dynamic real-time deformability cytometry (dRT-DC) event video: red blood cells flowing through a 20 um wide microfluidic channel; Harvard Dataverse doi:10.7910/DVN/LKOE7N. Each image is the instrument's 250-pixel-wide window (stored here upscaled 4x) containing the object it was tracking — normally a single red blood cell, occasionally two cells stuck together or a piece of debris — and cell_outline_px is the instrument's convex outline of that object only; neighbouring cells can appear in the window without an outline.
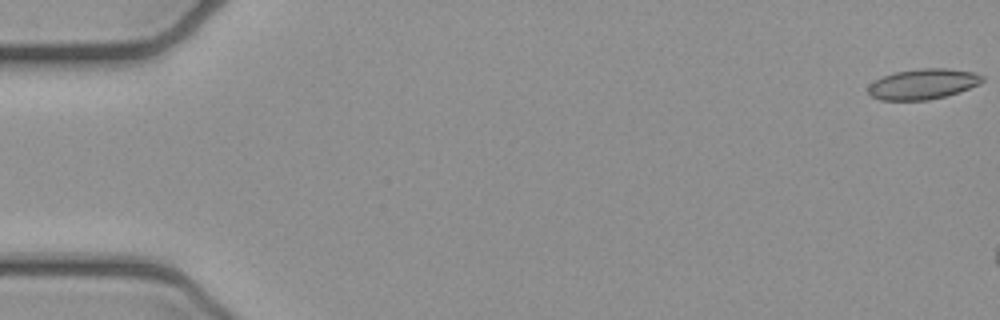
{"species": "common noctule bat (a hibernating species)", "species_latin": "Nyctalus noctula", "temperature_condition": "cold", "stored_images_in_passage": 6, "camera_frame_rate_fps": 3000, "um_per_image_px": 0.085, "animal": {"sex": "female", "body_mass_g": 21.9}, "frame": {"image": 1, "passage_image": 1, "time_ms": 0.0, "image_size_px": [1000, 320], "cell_outline_px": [[984, 80], [980, 84], [960, 92], [928, 100], [880, 100], [872, 96], [868, 92], [868, 88], [876, 80], [884, 76], [896, 72], [920, 68], [948, 68], [972, 72], [984, 76]], "centroid_in_image_um": [78.5, 7.14], "position_along_channel_um": 6.5, "area_um2": 20.11}}
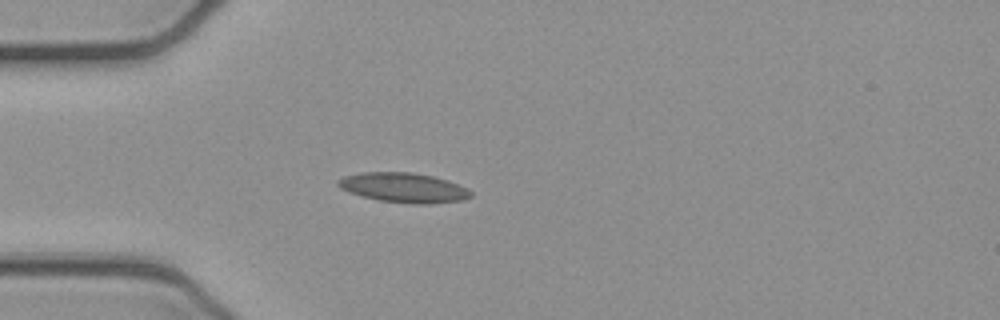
{"frame": {"image": 2, "passage_image": 6, "time_ms": 1.667, "image_size_px": [1000, 320], "cell_outline_px": [[472, 196], [464, 200], [428, 204], [416, 204], [380, 200], [360, 196], [348, 192], [340, 188], [336, 184], [336, 180], [344, 176], [360, 172], [412, 172], [432, 176], [468, 188], [472, 192]], "centroid_in_image_um": [34.27, 15.95], "position_along_channel_um": 50.7, "area_um2": 23.0}}